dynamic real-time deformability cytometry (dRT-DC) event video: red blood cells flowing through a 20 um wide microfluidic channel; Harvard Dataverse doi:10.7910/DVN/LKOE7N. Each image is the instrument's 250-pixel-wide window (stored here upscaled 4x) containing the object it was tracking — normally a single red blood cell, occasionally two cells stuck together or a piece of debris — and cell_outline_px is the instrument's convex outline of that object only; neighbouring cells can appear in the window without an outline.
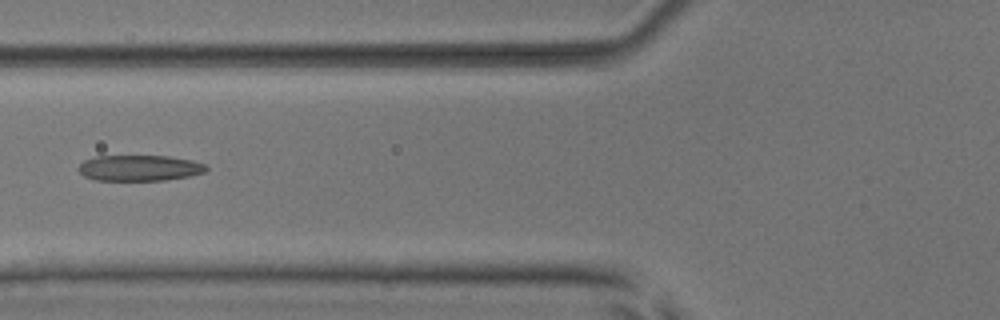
{"species": "common noctule bat (a hibernating species)", "species_latin": "Nyctalus noctula", "temperature_condition": "room temperature", "stored_images_in_passage": 3, "camera_frame_rate_fps": 3000, "um_per_image_px": 0.085, "animal": {"sex": "male", "body_mass_g": 17.9, "forearm_length_mm": 54.2}, "frame": {"image": 1, "passage_image": 3, "time_ms": 2.333, "image_size_px": [1000, 320], "cell_outline_px": [[208, 168], [204, 172], [188, 176], [164, 180], [96, 180], [84, 176], [76, 168], [84, 160], [96, 156], [168, 156], [192, 160], [204, 164]], "centroid_in_image_um": [11.82, 14.27], "position_along_channel_um": 114.0, "area_um2": 19.13}}